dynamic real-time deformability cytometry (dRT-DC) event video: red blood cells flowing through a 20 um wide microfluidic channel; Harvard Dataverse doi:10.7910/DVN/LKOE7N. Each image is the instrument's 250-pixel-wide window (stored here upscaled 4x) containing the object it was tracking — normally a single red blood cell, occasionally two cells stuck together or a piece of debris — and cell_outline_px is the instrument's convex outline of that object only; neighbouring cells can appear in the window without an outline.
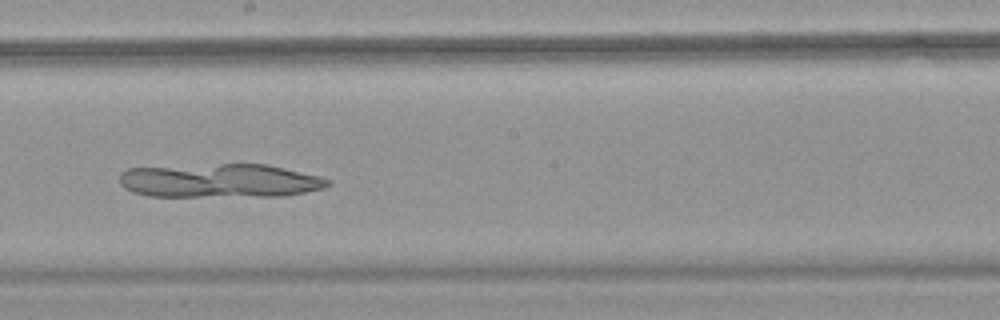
{"species": "common noctule bat (a hibernating species)", "species_latin": "Nyctalus noctula", "temperature_condition": "warm", "stored_images_in_passage": 55, "camera_frame_rate_fps": 3000, "um_per_image_px": 0.085, "animal": {"sex": "female", "body_mass_g": 18.4}, "frame": {"image": 1, "passage_image": 32, "time_ms": 10.333, "image_size_px": [1000, 320], "cell_outline_px": [[332, 184], [324, 188], [288, 196], [148, 196], [132, 192], [124, 188], [120, 184], [120, 172], [128, 168], [220, 164], [268, 164], [320, 176], [332, 180]], "centroid_in_image_um": [18.73, 15.36], "position_along_channel_um": 229.5, "area_um2": 41.38}}